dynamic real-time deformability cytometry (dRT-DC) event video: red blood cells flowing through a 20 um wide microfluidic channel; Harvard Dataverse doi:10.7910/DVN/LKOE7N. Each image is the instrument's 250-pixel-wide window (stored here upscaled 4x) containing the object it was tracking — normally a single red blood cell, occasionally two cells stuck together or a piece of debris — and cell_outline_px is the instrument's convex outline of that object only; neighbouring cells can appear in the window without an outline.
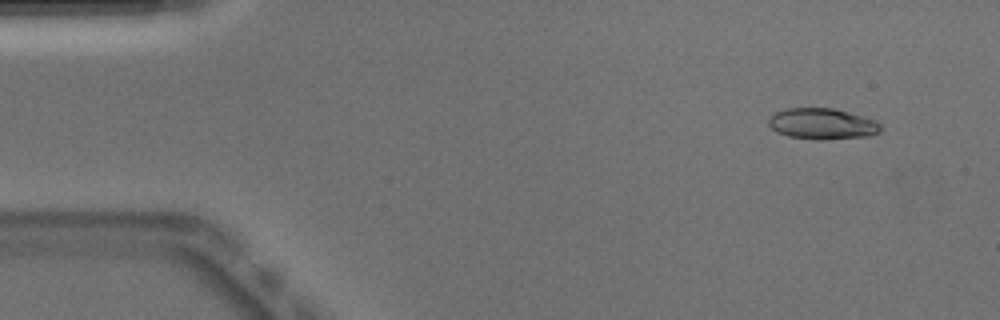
{"species": "Egyptian fruit bat (a non-hibernating species)", "species_latin": "Rousettus aegyptiacus", "temperature_condition": "warm", "stored_images_in_passage": 14, "camera_frame_rate_fps": 3000, "um_per_image_px": 0.085, "animal": {"sex": "male"}, "frame": {"image": 1, "passage_image": 4, "time_ms": 1.0, "image_size_px": [1000, 320], "cell_outline_px": [[880, 132], [872, 136], [820, 140], [788, 136], [776, 132], [768, 124], [768, 116], [784, 108], [832, 108], [848, 112], [876, 120], [880, 124]], "centroid_in_image_um": [69.88, 10.52], "position_along_channel_um": 15.1, "area_um2": 20.4}}